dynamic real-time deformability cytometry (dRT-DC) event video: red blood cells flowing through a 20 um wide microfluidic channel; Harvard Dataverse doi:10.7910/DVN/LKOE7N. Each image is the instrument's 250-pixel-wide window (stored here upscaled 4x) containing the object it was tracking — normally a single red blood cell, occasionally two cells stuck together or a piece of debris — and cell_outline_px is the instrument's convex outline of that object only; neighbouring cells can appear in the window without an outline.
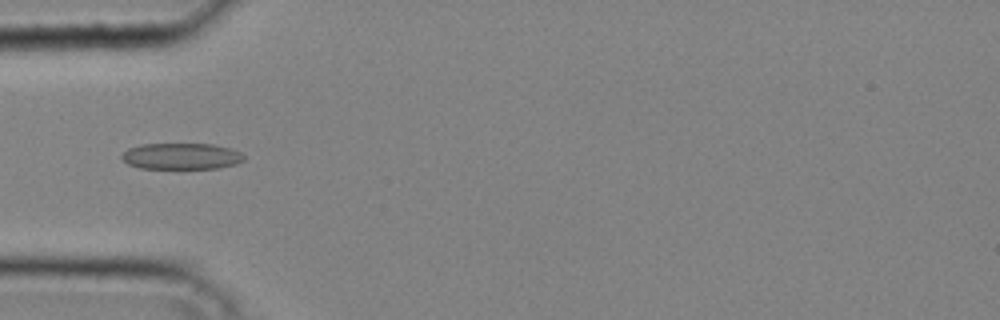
{"species": "common noctule bat (a hibernating species)", "species_latin": "Nyctalus noctula", "temperature_condition": "cold", "stored_images_in_passage": 31, "camera_frame_rate_fps": 3000, "um_per_image_px": 0.085, "animal": {"sex": "male", "body_mass_g": 20.4}, "frame": {"image": 1, "passage_image": 4, "time_ms": 1.0, "image_size_px": [1000, 320], "cell_outline_px": [[244, 160], [236, 164], [220, 168], [140, 168], [128, 164], [120, 156], [128, 148], [140, 144], [212, 144], [232, 148], [240, 152], [244, 156]], "centroid_in_image_um": [15.43, 13.27], "position_along_channel_um": 69.6, "area_um2": 18.73}}
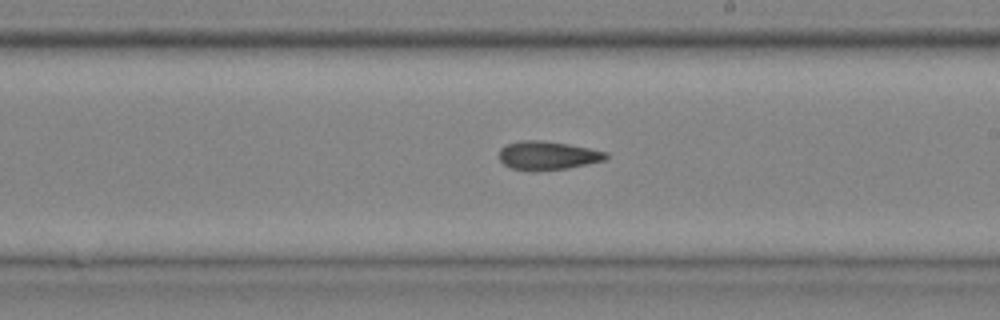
{"frame": {"image": 2, "passage_image": 15, "time_ms": 4.667, "image_size_px": [1000, 320], "cell_outline_px": [[608, 156], [604, 160], [568, 168], [536, 172], [532, 172], [512, 168], [504, 164], [500, 160], [500, 148], [504, 144], [524, 140], [540, 140], [568, 144], [608, 152]], "centroid_in_image_um": [46.52, 13.23], "position_along_channel_um": 242.5, "area_um2": 17.92}}
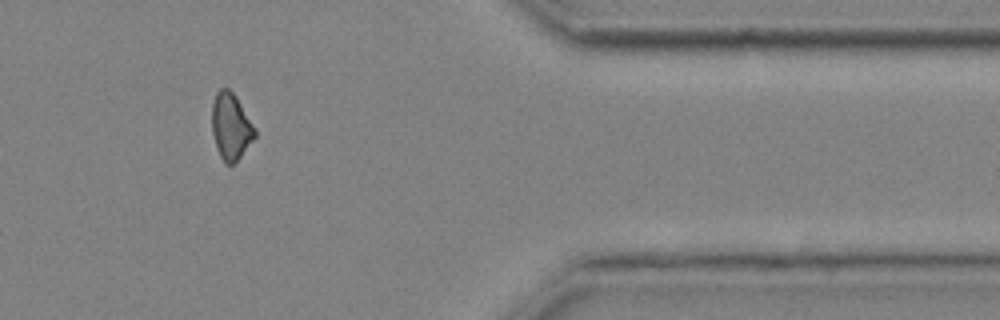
{"frame": {"image": 3, "passage_image": 26, "time_ms": 8.333, "image_size_px": [1000, 320], "cell_outline_px": [[256, 136], [240, 156], [232, 164], [224, 164], [216, 148], [212, 132], [212, 104], [216, 92], [220, 88], [228, 88], [236, 96], [256, 128]], "centroid_in_image_um": [19.61, 10.73], "position_along_channel_um": 391.8, "area_um2": 16.65}}